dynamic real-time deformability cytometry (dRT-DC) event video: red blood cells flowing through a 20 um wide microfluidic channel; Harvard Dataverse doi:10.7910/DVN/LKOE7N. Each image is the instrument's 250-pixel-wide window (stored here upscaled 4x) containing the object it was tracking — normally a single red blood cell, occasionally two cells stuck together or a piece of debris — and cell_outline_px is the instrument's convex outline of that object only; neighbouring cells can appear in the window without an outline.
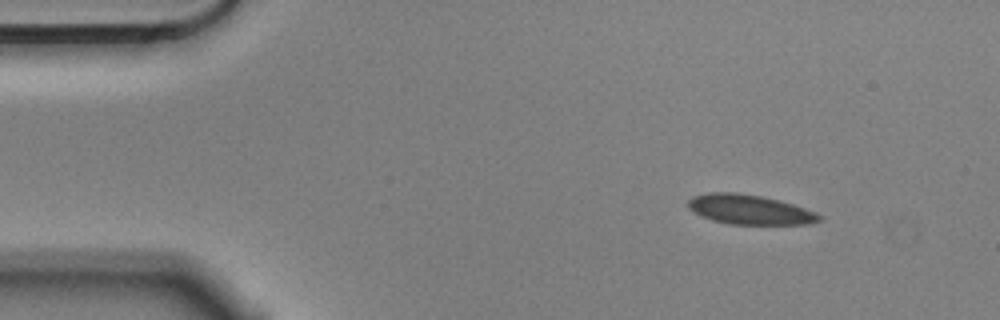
{"species": "Egyptian fruit bat (a non-hibernating species)", "species_latin": "Rousettus aegyptiacus", "temperature_condition": "cold", "stored_images_in_passage": 5, "camera_frame_rate_fps": 3000, "um_per_image_px": 0.085, "animal": {"sex": "male"}, "frame": {"image": 1, "passage_image": 5, "time_ms": 1.333, "image_size_px": [1000, 320], "cell_outline_px": [[824, 220], [812, 224], [728, 224], [712, 220], [700, 216], [688, 208], [688, 200], [692, 196], [708, 192], [736, 192], [760, 196], [780, 200], [816, 212], [824, 216]], "centroid_in_image_um": [63.74, 17.82], "position_along_channel_um": 21.3, "area_um2": 22.95}}